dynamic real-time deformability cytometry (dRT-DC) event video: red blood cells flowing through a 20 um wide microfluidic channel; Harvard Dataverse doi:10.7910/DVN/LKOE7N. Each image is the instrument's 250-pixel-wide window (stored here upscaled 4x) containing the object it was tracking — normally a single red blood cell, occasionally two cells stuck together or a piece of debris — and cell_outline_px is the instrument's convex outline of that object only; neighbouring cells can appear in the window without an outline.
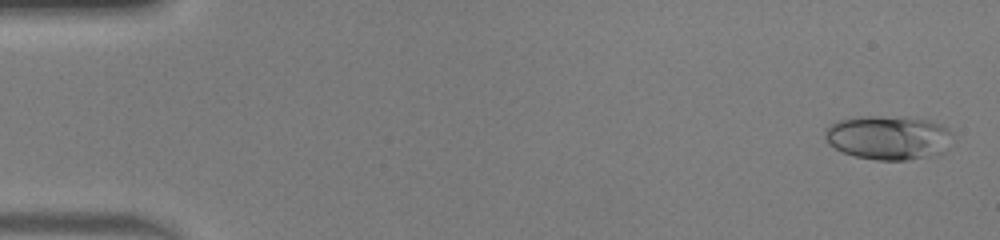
{"species": "human", "species_latin": "Homo sapiens", "temperature_condition": "warm", "stored_images_in_passage": 14, "camera_frame_rate_fps": 3000, "um_per_image_px": 0.085, "donor": {"sex": "male"}, "frame": {"image": 1, "passage_image": 2, "time_ms": 0.333, "image_size_px": [1000, 240], "cell_outline_px": [[952, 132], [948, 148], [944, 152], [908, 160], [876, 160], [856, 156], [844, 152], [828, 144], [824, 136], [824, 128], [840, 120], [860, 116], [900, 116], [928, 120], [940, 124], [948, 128]], "centroid_in_image_um": [75.5, 11.68], "position_along_channel_um": 9.5, "area_um2": 32.89}}